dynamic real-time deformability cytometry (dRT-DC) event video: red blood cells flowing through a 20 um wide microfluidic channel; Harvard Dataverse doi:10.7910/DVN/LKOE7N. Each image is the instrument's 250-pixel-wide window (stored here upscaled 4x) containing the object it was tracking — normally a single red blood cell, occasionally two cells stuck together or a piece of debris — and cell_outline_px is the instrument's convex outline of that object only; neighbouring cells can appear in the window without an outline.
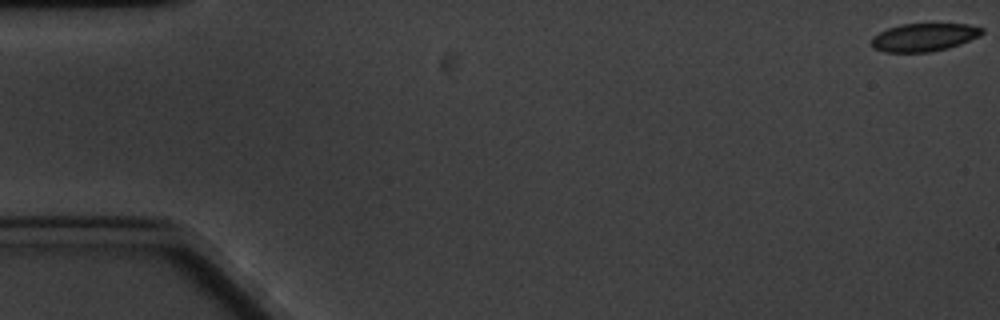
{"species": "common noctule bat (a hibernating species)", "species_latin": "Nyctalus noctula", "temperature_condition": "cold", "stored_images_in_passage": 13, "camera_frame_rate_fps": 3000, "um_per_image_px": 0.085, "animal": {"sex": "male", "body_mass_g": 20.1, "forearm_length_mm": 53.5}, "frame": {"image": 1, "passage_image": 1, "time_ms": 0.0, "image_size_px": [1000, 320], "cell_outline_px": [[984, 32], [980, 36], [960, 44], [948, 48], [928, 52], [884, 52], [872, 48], [872, 36], [888, 28], [904, 24], [968, 24], [984, 28]], "centroid_in_image_um": [78.55, 3.17], "position_along_channel_um": 6.4, "area_um2": 18.03}}